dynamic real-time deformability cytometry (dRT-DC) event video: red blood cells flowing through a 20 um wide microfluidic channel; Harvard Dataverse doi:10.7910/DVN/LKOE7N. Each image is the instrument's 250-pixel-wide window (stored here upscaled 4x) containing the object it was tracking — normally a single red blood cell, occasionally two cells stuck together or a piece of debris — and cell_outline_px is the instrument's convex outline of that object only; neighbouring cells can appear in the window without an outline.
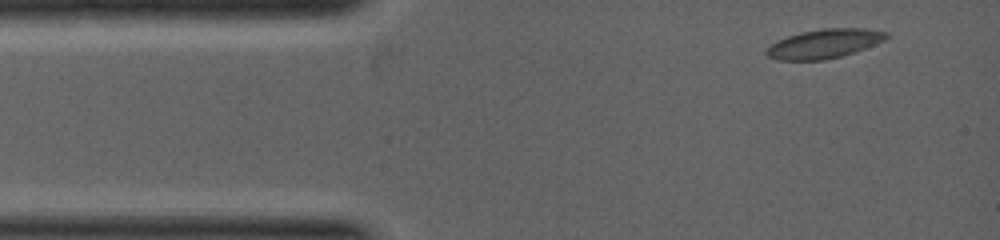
{"species": "common noctule bat (a hibernating species)", "species_latin": "Nyctalus noctula", "temperature_condition": "warm", "stored_images_in_passage": 4, "camera_frame_rate_fps": 5000, "um_per_image_px": 0.085, "animal": {"sex": "female", "body_mass_g": 19.0, "forearm_length_mm": 53.3}, "frame": {"image": 1, "passage_image": 1, "time_ms": 0.0, "image_size_px": [1000, 240], "cell_outline_px": [[888, 36], [884, 40], [864, 48], [840, 56], [824, 60], [776, 60], [768, 56], [764, 52], [776, 40], [800, 32], [824, 28], [864, 28], [888, 32]], "centroid_in_image_um": [70.03, 3.71], "position_along_channel_um": 15.0, "area_um2": 20.17}}
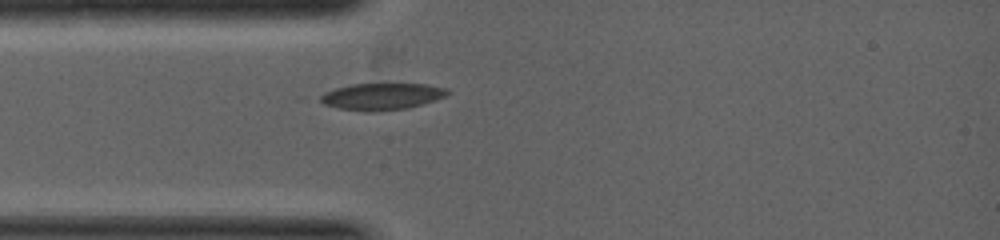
{"frame": {"image": 2, "passage_image": 4, "time_ms": 1.2, "image_size_px": [1000, 240], "cell_outline_px": [[452, 92], [448, 96], [436, 100], [408, 108], [372, 112], [364, 112], [336, 108], [324, 104], [316, 96], [324, 92], [336, 88], [352, 84], [424, 84], [444, 88]], "centroid_in_image_um": [32.43, 8.21], "position_along_channel_um": 52.6, "area_um2": 20.06}}